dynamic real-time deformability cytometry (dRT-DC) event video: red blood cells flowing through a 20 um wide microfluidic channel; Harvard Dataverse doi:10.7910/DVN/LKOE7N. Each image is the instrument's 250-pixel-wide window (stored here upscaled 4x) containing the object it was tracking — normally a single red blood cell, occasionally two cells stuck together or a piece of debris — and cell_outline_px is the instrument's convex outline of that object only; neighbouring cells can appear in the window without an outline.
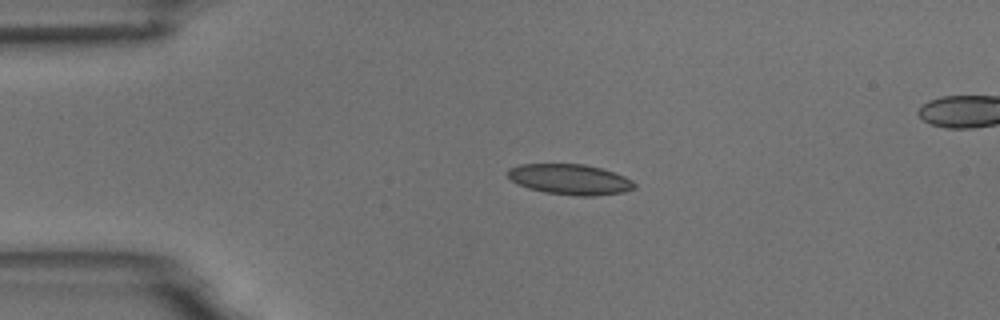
{"species": "common noctule bat (a hibernating species)", "species_latin": "Nyctalus noctula", "temperature_condition": "room temperature", "stored_images_in_passage": 3, "segment_of_instrument_passage": [1, 2], "camera_frame_rate_fps": 3000, "um_per_image_px": 0.085, "animal": {"sex": "male", "body_mass_g": 18.8}, "frame": {"image": 1, "passage_image": 1, "time_ms": 0.0, "image_size_px": [1000, 320], "cell_outline_px": [[636, 188], [624, 192], [596, 196], [576, 196], [544, 192], [528, 188], [512, 180], [508, 176], [508, 168], [520, 164], [584, 164], [600, 168], [624, 176], [632, 180], [636, 184]], "centroid_in_image_um": [48.47, 15.25], "position_along_channel_um": 36.5, "area_um2": 22.48}}